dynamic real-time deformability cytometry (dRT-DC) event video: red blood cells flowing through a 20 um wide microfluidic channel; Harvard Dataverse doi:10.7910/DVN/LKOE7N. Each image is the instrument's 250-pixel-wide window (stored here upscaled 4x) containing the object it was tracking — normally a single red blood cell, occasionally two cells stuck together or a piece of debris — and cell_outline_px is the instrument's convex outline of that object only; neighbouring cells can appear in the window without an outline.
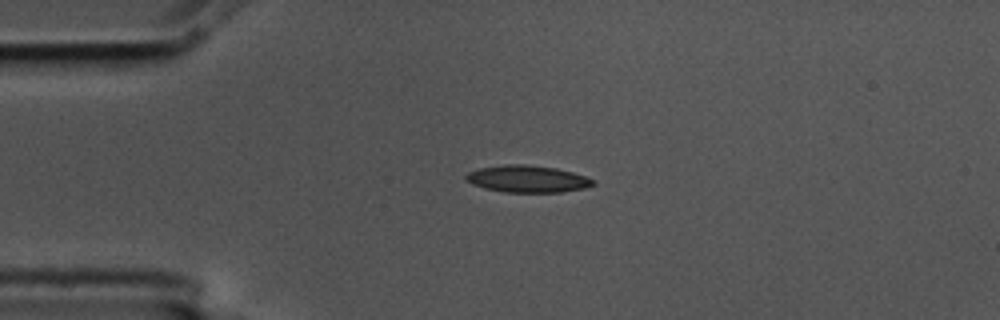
{"species": "common noctule bat (a hibernating species)", "species_latin": "Nyctalus noctula", "temperature_condition": "cold", "stored_images_in_passage": 3, "camera_frame_rate_fps": 3000, "um_per_image_px": 0.085, "animal": {"sex": "male", "body_mass_g": 17.5, "forearm_length_mm": 52.3}, "frame": {"image": 1, "passage_image": 3, "time_ms": 0.667, "image_size_px": [1000, 320], "cell_outline_px": [[596, 184], [584, 188], [560, 192], [504, 192], [484, 188], [472, 184], [464, 180], [464, 176], [468, 172], [480, 168], [504, 164], [524, 164], [556, 168], [572, 172], [596, 180]], "centroid_in_image_um": [44.81, 15.2], "position_along_channel_um": 40.2, "area_um2": 20.06}}